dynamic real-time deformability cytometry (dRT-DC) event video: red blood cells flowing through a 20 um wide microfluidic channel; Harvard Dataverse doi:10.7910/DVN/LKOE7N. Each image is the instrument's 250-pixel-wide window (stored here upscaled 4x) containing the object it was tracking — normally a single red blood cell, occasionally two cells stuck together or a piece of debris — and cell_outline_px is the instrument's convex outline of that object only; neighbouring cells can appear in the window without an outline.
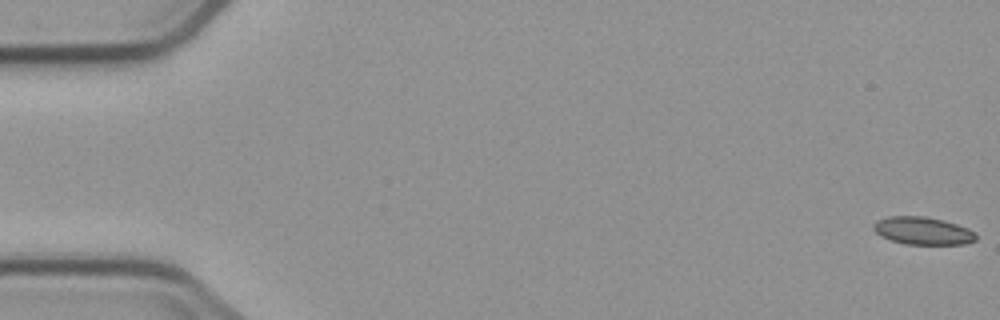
{"species": "common noctule bat (a hibernating species)", "species_latin": "Nyctalus noctula", "temperature_condition": "cold", "stored_images_in_passage": 6, "camera_frame_rate_fps": 3000, "um_per_image_px": 0.085, "animal": {"sex": "male", "body_mass_g": 23.1, "forearm_length_mm": 52.7}, "frame": {"image": 1, "passage_image": 1, "time_ms": 0.0, "image_size_px": [1000, 320], "cell_outline_px": [[976, 240], [964, 244], [904, 244], [880, 236], [872, 228], [872, 224], [876, 220], [888, 216], [924, 216], [944, 220], [968, 228], [976, 232]], "centroid_in_image_um": [78.42, 19.61], "position_along_channel_um": 6.6, "area_um2": 16.65}}